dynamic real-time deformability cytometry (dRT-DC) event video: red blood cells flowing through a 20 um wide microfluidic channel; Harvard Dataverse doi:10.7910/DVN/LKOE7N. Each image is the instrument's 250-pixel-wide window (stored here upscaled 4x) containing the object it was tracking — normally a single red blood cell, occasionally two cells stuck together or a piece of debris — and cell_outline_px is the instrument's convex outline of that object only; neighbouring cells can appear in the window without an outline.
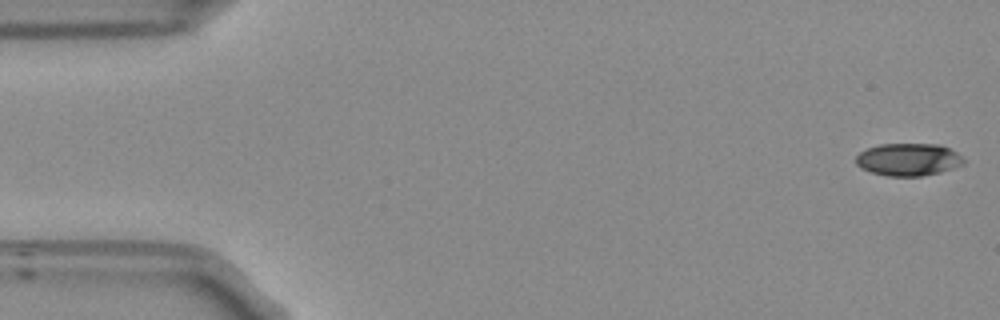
{"species": "Egyptian fruit bat (a non-hibernating species)", "species_latin": "Rousettus aegyptiacus", "temperature_condition": "room temperature", "stored_images_in_passage": 53, "camera_frame_rate_fps": 3000, "um_per_image_px": 0.085, "frame": {"image": 1, "passage_image": 1, "time_ms": 0.0, "image_size_px": [1000, 320], "cell_outline_px": [[964, 164], [940, 172], [920, 176], [888, 176], [872, 172], [860, 168], [856, 164], [856, 156], [860, 152], [868, 148], [880, 144], [940, 144], [956, 152], [964, 160]], "centroid_in_image_um": [77.19, 13.56], "position_along_channel_um": 7.8, "area_um2": 20.29}}
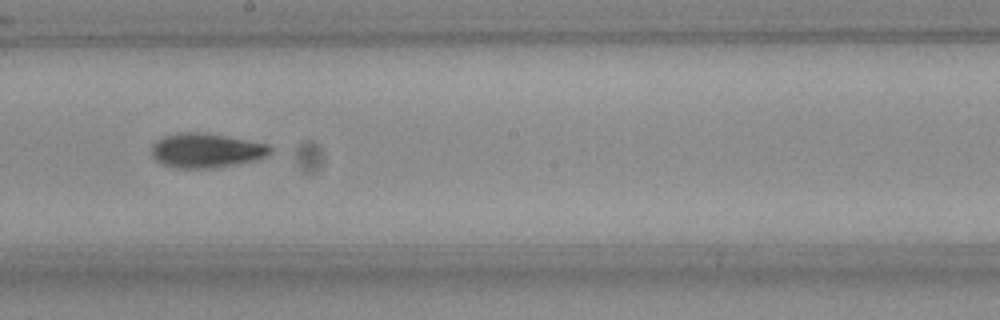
{"frame": {"image": 2, "passage_image": 29, "time_ms": 9.333, "image_size_px": [1000, 320], "cell_outline_px": [[272, 152], [268, 156], [256, 160], [208, 168], [180, 168], [164, 164], [156, 160], [152, 156], [152, 144], [156, 140], [164, 136], [180, 132], [204, 132], [268, 144], [272, 148]], "centroid_in_image_um": [17.53, 12.77], "position_along_channel_um": 230.7, "area_um2": 23.64}}
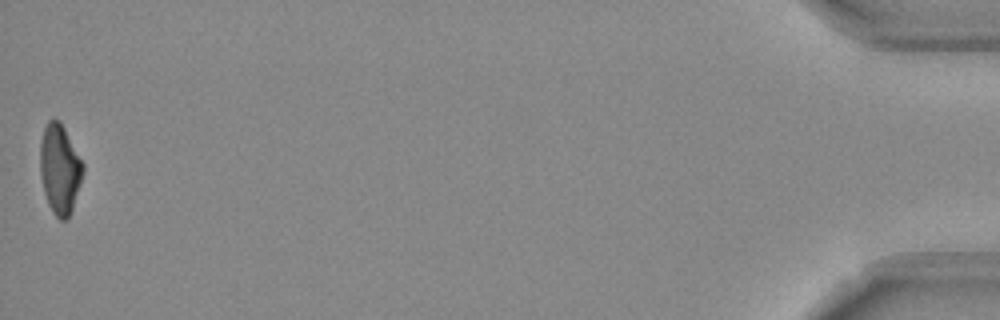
{"frame": {"image": 3, "passage_image": 53, "time_ms": 17.333, "image_size_px": [1000, 320], "cell_outline_px": [[84, 172], [72, 208], [68, 216], [64, 220], [60, 220], [52, 212], [48, 204], [44, 192], [40, 176], [40, 140], [44, 128], [48, 120], [52, 116], [60, 120], [84, 164]], "centroid_in_image_um": [5.06, 14.32], "position_along_channel_um": 430.1, "area_um2": 22.48}, "authors_computed_cell_mechanics": {"area_um2": 22.1952, "velocity_mm_per_s": 3.7758, "shape_relaxation_time_tau1_ms": 5.7152, "shape_relaxation_time_tau2_ms": 3.2829, "deformation_change_tau1": 0.1937, "deformation_change_tau2": 0.0952}}